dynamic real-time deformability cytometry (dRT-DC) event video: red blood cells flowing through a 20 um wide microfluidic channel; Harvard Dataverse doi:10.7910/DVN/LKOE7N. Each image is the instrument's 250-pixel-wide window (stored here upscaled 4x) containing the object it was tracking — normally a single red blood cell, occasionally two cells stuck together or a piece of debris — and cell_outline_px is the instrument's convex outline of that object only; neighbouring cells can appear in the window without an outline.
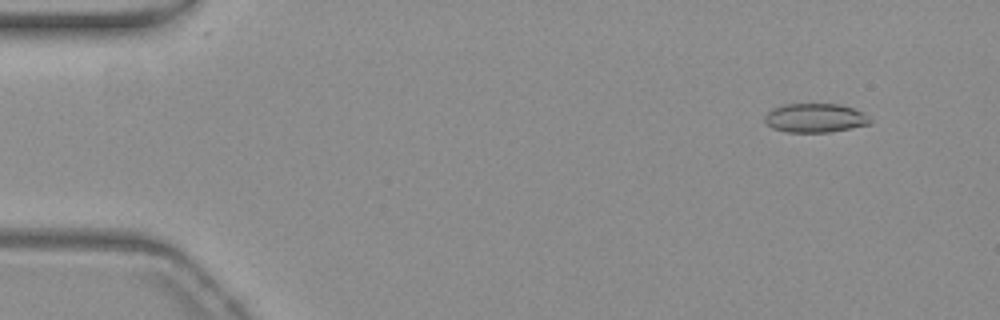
{"species": "common noctule bat (a hibernating species)", "species_latin": "Nyctalus noctula", "temperature_condition": "warm", "stored_images_in_passage": 55, "camera_frame_rate_fps": 3000, "um_per_image_px": 0.085, "animal": {"sex": "female", "body_mass_g": 19.3, "forearm_length_mm": 54.1}, "frame": {"image": 1, "passage_image": 5, "time_ms": 1.333, "image_size_px": [1000, 320], "cell_outline_px": [[872, 124], [828, 132], [788, 132], [772, 128], [764, 120], [764, 116], [772, 108], [784, 104], [840, 104], [852, 108], [860, 112], [872, 120]], "centroid_in_image_um": [69.26, 10.02], "position_along_channel_um": 15.7, "area_um2": 17.69}}
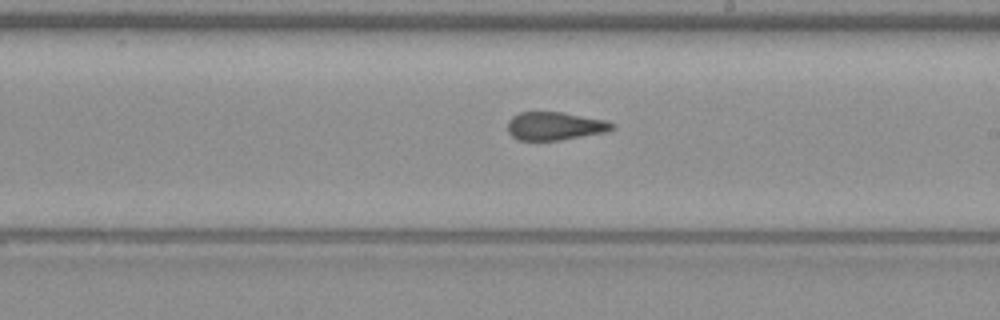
{"frame": {"image": 2, "passage_image": 32, "time_ms": 10.333, "image_size_px": [1000, 320], "cell_outline_px": [[616, 124], [612, 128], [604, 132], [560, 140], [520, 140], [512, 136], [508, 132], [508, 120], [512, 116], [520, 112], [560, 112], [604, 120]], "centroid_in_image_um": [47.11, 10.71], "position_along_channel_um": 241.9, "area_um2": 16.88}}
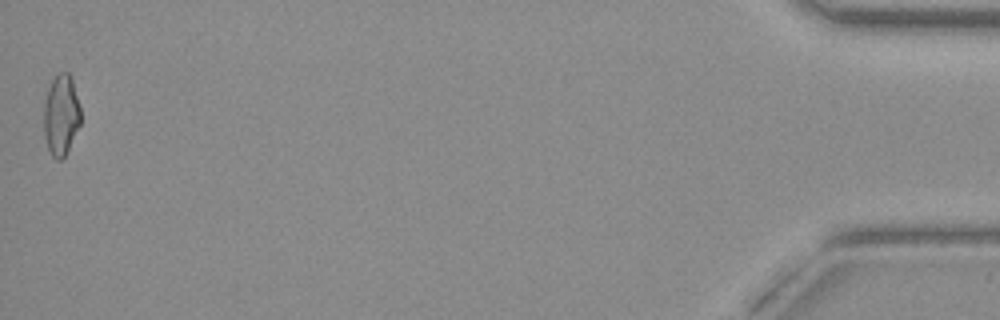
{"frame": {"image": 3, "passage_image": 55, "time_ms": 18.0, "image_size_px": [1000, 320], "cell_outline_px": [[80, 124], [64, 156], [60, 160], [56, 160], [52, 156], [48, 148], [44, 136], [44, 100], [48, 88], [56, 72], [68, 72], [72, 76], [80, 108]], "centroid_in_image_um": [5.18, 9.72], "position_along_channel_um": 430.0, "area_um2": 17.4}, "authors_computed_cell_mechanics": {"area_um2": 17.629, "velocity_mm_per_s": 3.7605, "shape_relaxation_time_tau1_ms": null, "shape_relaxation_time_tau2_ms": 1.0369, "deformation_change_tau1": null, "deformation_change_tau2": 0.0796}}